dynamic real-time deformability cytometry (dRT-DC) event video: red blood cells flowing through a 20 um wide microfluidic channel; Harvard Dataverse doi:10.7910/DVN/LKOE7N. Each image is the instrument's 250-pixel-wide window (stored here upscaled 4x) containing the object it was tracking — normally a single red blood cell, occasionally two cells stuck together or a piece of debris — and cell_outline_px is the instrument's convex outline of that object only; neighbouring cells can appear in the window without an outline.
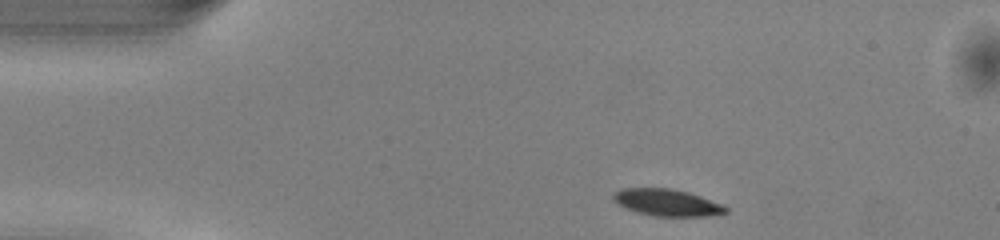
{"species": "common noctule bat (a hibernating species)", "species_latin": "Nyctalus noctula", "temperature_condition": "warm", "stored_images_in_passage": 42, "camera_frame_rate_fps": 3000, "um_per_image_px": 0.085, "animal": {"sex": "male", "body_mass_g": 13.0, "forearm_length_mm": 53.1}, "frame": {"image": 1, "passage_image": 1, "time_ms": 0.0, "image_size_px": [1000, 240], "cell_outline_px": [[728, 212], [708, 216], [656, 216], [636, 212], [616, 204], [612, 200], [612, 192], [620, 188], [672, 188], [688, 192], [700, 196], [720, 204], [728, 208]], "centroid_in_image_um": [56.62, 17.21], "position_along_channel_um": 28.4, "area_um2": 17.69}}
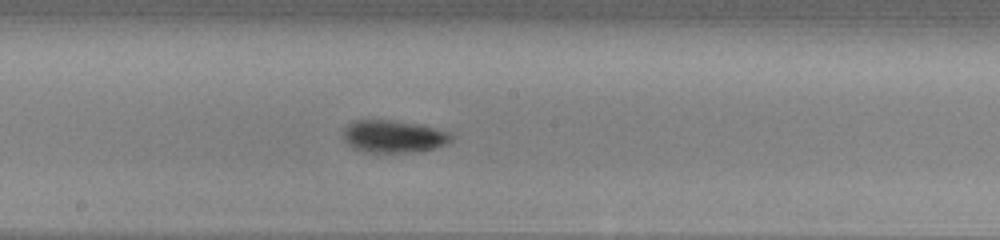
{"frame": {"image": 2, "passage_image": 19, "time_ms": 6.0, "image_size_px": [1000, 240], "cell_outline_px": [[456, 136], [448, 144], [436, 148], [420, 152], [364, 152], [352, 148], [344, 140], [344, 128], [352, 120], [396, 120], [424, 124], [452, 132]], "centroid_in_image_um": [33.54, 11.59], "position_along_channel_um": 214.7, "area_um2": 21.15}}
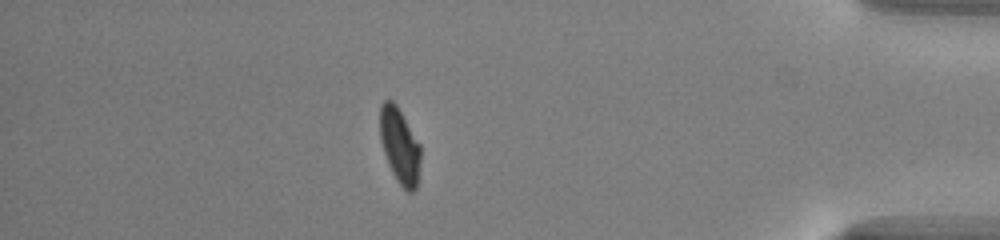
{"frame": {"image": 3, "passage_image": 36, "time_ms": 11.667, "image_size_px": [1000, 240], "cell_outline_px": [[420, 160], [416, 188], [412, 192], [408, 192], [396, 180], [388, 164], [380, 140], [380, 104], [384, 100], [392, 100], [396, 104], [420, 144]], "centroid_in_image_um": [33.96, 12.37], "position_along_channel_um": 401.2, "area_um2": 17.74}, "authors_computed_cell_mechanics": {"area_um2": 18.9295, "velocity_mm_per_s": 4.0779, "shape_relaxation_time_tau1_ms": 2.6511, "shape_relaxation_time_tau2_ms": 6.9774, "deformation_change_tau1": 0.1117, "deformation_change_tau2": 0.0991}}